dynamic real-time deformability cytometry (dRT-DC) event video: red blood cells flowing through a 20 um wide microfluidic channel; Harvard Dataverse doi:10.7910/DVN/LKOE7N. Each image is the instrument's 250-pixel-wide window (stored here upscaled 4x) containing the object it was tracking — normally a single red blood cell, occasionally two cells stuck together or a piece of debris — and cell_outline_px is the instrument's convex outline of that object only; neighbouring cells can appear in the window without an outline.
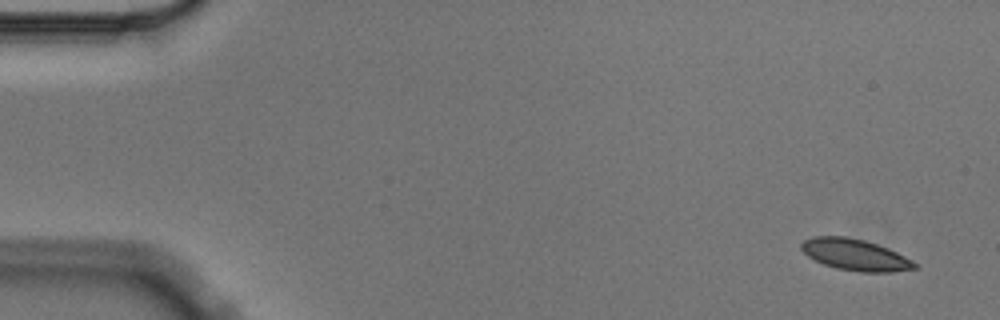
{"species": "Egyptian fruit bat (a non-hibernating species)", "species_latin": "Rousettus aegyptiacus", "temperature_condition": "cold", "stored_images_in_passage": 4, "camera_frame_rate_fps": 3000, "um_per_image_px": 0.085, "animal": {"sex": "male"}, "frame": {"image": 1, "passage_image": 1, "time_ms": 0.0, "image_size_px": [1000, 320], "cell_outline_px": [[920, 268], [892, 272], [860, 272], [836, 268], [824, 264], [808, 256], [800, 248], [800, 244], [804, 240], [812, 236], [844, 236], [864, 240], [888, 248], [920, 264]], "centroid_in_image_um": [72.72, 21.66], "position_along_channel_um": 12.3, "area_um2": 20.81}}
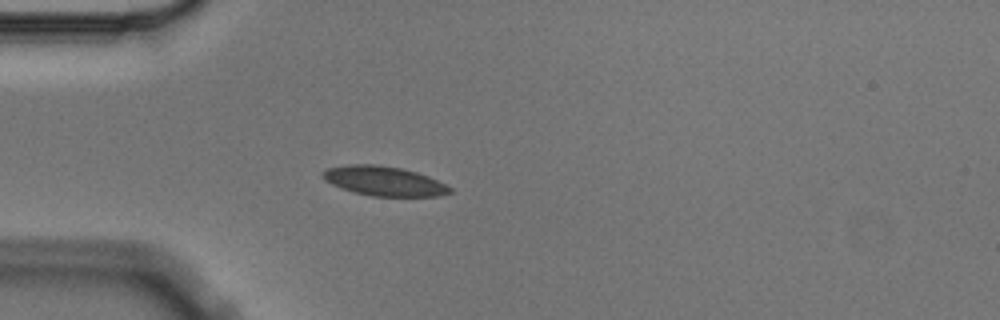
{"frame": {"image": 2, "passage_image": 4, "time_ms": 1.0, "image_size_px": [1000, 320], "cell_outline_px": [[452, 192], [440, 196], [372, 196], [340, 188], [324, 180], [320, 176], [320, 172], [328, 168], [348, 164], [372, 164], [400, 168], [416, 172], [428, 176], [452, 188]], "centroid_in_image_um": [32.6, 15.39], "position_along_channel_um": 52.4, "area_um2": 21.79}}